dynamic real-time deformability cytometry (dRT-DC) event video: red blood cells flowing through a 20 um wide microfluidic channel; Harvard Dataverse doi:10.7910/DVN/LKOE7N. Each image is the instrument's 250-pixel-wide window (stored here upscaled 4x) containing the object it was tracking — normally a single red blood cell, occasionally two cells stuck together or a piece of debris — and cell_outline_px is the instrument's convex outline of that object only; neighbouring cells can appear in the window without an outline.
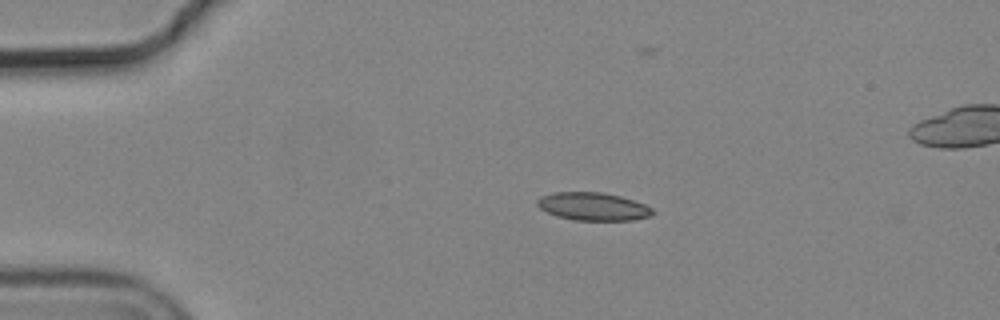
{"species": "common noctule bat (a hibernating species)", "species_latin": "Nyctalus noctula", "temperature_condition": "cold", "stored_images_in_passage": 3, "camera_frame_rate_fps": 3000, "um_per_image_px": 0.085, "animal": {"sex": "male", "body_mass_g": 19.2, "forearm_length_mm": 51.8}, "frame": {"image": 1, "passage_image": 1, "time_ms": 0.0, "image_size_px": [1000, 320], "cell_outline_px": [[656, 212], [652, 216], [632, 220], [572, 220], [556, 216], [540, 208], [536, 204], [536, 200], [540, 196], [552, 192], [604, 192], [620, 196], [644, 204], [652, 208]], "centroid_in_image_um": [50.4, 17.55], "position_along_channel_um": 34.6, "area_um2": 18.96}}
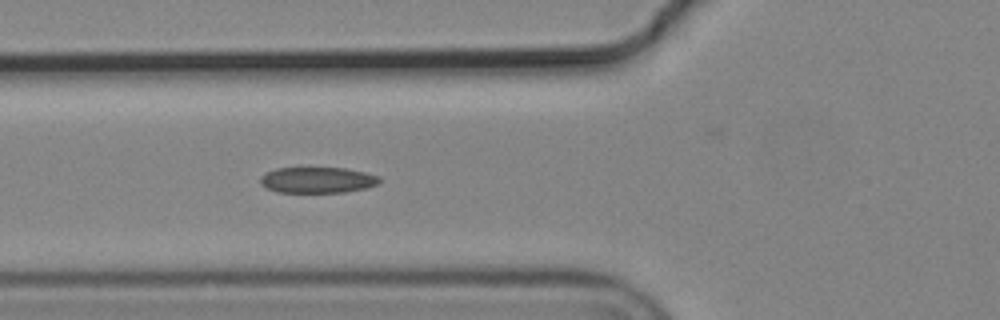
{"frame": {"image": 2, "passage_image": 3, "time_ms": 0.667, "image_size_px": [1000, 320], "cell_outline_px": [[380, 184], [368, 188], [344, 192], [276, 192], [260, 184], [260, 176], [276, 168], [344, 168], [364, 172], [380, 176]], "centroid_in_image_um": [27.02, 15.3], "position_along_channel_um": 98.8, "area_um2": 18.03}}